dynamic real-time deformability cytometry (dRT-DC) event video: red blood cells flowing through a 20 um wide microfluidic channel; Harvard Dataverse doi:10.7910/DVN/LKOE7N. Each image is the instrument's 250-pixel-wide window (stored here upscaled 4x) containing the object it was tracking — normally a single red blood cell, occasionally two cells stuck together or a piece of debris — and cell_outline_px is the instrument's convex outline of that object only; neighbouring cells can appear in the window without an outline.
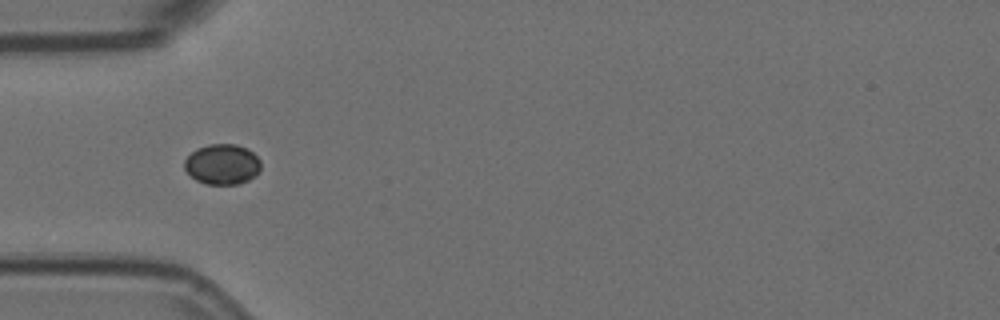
{"species": "Egyptian fruit bat (a non-hibernating species)", "species_latin": "Rousettus aegyptiacus", "temperature_condition": "room temperature", "stored_images_in_passage": 5, "camera_frame_rate_fps": 3000, "um_per_image_px": 0.085, "animal": {"sex": "female"}, "frame": {"image": 1, "passage_image": 5, "time_ms": 1.333, "image_size_px": [1000, 320], "cell_outline_px": [[260, 172], [256, 176], [248, 180], [236, 184], [204, 184], [196, 180], [184, 168], [184, 160], [196, 148], [208, 144], [236, 144], [248, 148], [260, 160]], "centroid_in_image_um": [18.9, 13.96], "position_along_channel_um": 66.1, "area_um2": 18.09}}